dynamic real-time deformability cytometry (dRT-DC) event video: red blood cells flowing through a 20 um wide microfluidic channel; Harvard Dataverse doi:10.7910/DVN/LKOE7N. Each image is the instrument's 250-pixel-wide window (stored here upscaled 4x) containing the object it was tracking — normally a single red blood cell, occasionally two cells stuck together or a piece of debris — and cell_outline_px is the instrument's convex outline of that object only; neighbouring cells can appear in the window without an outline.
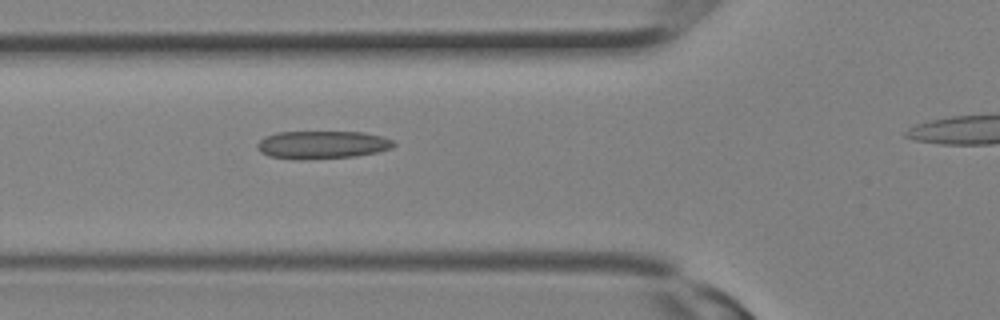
{"species": "Egyptian fruit bat (a non-hibernating species)", "species_latin": "Rousettus aegyptiacus", "temperature_condition": "room temperature", "stored_images_in_passage": 9, "segment_of_instrument_passage": [1, 2], "camera_frame_rate_fps": 3000, "um_per_image_px": 0.085, "animal": {"sex": "female"}, "frame": {"image": 1, "passage_image": 8, "time_ms": 2.333, "image_size_px": [1000, 320], "cell_outline_px": [[396, 144], [392, 148], [376, 152], [356, 156], [304, 160], [292, 160], [268, 156], [260, 152], [256, 148], [256, 144], [264, 136], [276, 132], [364, 132], [384, 136], [392, 140]], "centroid_in_image_um": [27.35, 12.31], "position_along_channel_um": 98.5, "area_um2": 22.6}}